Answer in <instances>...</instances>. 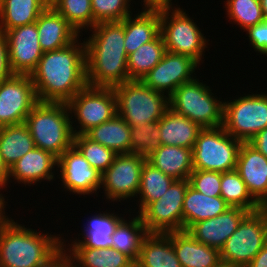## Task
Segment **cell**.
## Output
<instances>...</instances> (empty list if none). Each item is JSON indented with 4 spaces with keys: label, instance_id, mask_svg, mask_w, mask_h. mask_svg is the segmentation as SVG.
Masks as SVG:
<instances>
[{
    "label": "cell",
    "instance_id": "obj_6",
    "mask_svg": "<svg viewBox=\"0 0 267 267\" xmlns=\"http://www.w3.org/2000/svg\"><path fill=\"white\" fill-rule=\"evenodd\" d=\"M211 88L199 78L183 83L169 97L170 108L194 121L201 128L223 125V100H218Z\"/></svg>",
    "mask_w": 267,
    "mask_h": 267
},
{
    "label": "cell",
    "instance_id": "obj_49",
    "mask_svg": "<svg viewBox=\"0 0 267 267\" xmlns=\"http://www.w3.org/2000/svg\"><path fill=\"white\" fill-rule=\"evenodd\" d=\"M8 183H9V167L4 163L0 154V186L5 189V187L7 188Z\"/></svg>",
    "mask_w": 267,
    "mask_h": 267
},
{
    "label": "cell",
    "instance_id": "obj_51",
    "mask_svg": "<svg viewBox=\"0 0 267 267\" xmlns=\"http://www.w3.org/2000/svg\"><path fill=\"white\" fill-rule=\"evenodd\" d=\"M215 267H242V266L221 260Z\"/></svg>",
    "mask_w": 267,
    "mask_h": 267
},
{
    "label": "cell",
    "instance_id": "obj_25",
    "mask_svg": "<svg viewBox=\"0 0 267 267\" xmlns=\"http://www.w3.org/2000/svg\"><path fill=\"white\" fill-rule=\"evenodd\" d=\"M230 207L221 196H206L188 185L183 203V230L187 231L197 222L214 218Z\"/></svg>",
    "mask_w": 267,
    "mask_h": 267
},
{
    "label": "cell",
    "instance_id": "obj_8",
    "mask_svg": "<svg viewBox=\"0 0 267 267\" xmlns=\"http://www.w3.org/2000/svg\"><path fill=\"white\" fill-rule=\"evenodd\" d=\"M202 31L180 6L160 11V33L166 51L189 56L199 65L203 63L204 50L208 48L210 41L206 39Z\"/></svg>",
    "mask_w": 267,
    "mask_h": 267
},
{
    "label": "cell",
    "instance_id": "obj_41",
    "mask_svg": "<svg viewBox=\"0 0 267 267\" xmlns=\"http://www.w3.org/2000/svg\"><path fill=\"white\" fill-rule=\"evenodd\" d=\"M133 0H91L94 26L100 22H120L132 14Z\"/></svg>",
    "mask_w": 267,
    "mask_h": 267
},
{
    "label": "cell",
    "instance_id": "obj_22",
    "mask_svg": "<svg viewBox=\"0 0 267 267\" xmlns=\"http://www.w3.org/2000/svg\"><path fill=\"white\" fill-rule=\"evenodd\" d=\"M182 267H215L220 250L197 241L188 231L168 232Z\"/></svg>",
    "mask_w": 267,
    "mask_h": 267
},
{
    "label": "cell",
    "instance_id": "obj_17",
    "mask_svg": "<svg viewBox=\"0 0 267 267\" xmlns=\"http://www.w3.org/2000/svg\"><path fill=\"white\" fill-rule=\"evenodd\" d=\"M4 34L8 41L9 62L13 73L30 75L44 53L39 44L36 22L9 29Z\"/></svg>",
    "mask_w": 267,
    "mask_h": 267
},
{
    "label": "cell",
    "instance_id": "obj_53",
    "mask_svg": "<svg viewBox=\"0 0 267 267\" xmlns=\"http://www.w3.org/2000/svg\"><path fill=\"white\" fill-rule=\"evenodd\" d=\"M49 5L54 1V0H45Z\"/></svg>",
    "mask_w": 267,
    "mask_h": 267
},
{
    "label": "cell",
    "instance_id": "obj_7",
    "mask_svg": "<svg viewBox=\"0 0 267 267\" xmlns=\"http://www.w3.org/2000/svg\"><path fill=\"white\" fill-rule=\"evenodd\" d=\"M241 144L223 126L202 128L192 148L193 169L221 173L235 170Z\"/></svg>",
    "mask_w": 267,
    "mask_h": 267
},
{
    "label": "cell",
    "instance_id": "obj_29",
    "mask_svg": "<svg viewBox=\"0 0 267 267\" xmlns=\"http://www.w3.org/2000/svg\"><path fill=\"white\" fill-rule=\"evenodd\" d=\"M48 5L45 0H0V32L35 23Z\"/></svg>",
    "mask_w": 267,
    "mask_h": 267
},
{
    "label": "cell",
    "instance_id": "obj_38",
    "mask_svg": "<svg viewBox=\"0 0 267 267\" xmlns=\"http://www.w3.org/2000/svg\"><path fill=\"white\" fill-rule=\"evenodd\" d=\"M224 2L226 16L230 23L237 24L244 30L243 32L265 20L260 0H226Z\"/></svg>",
    "mask_w": 267,
    "mask_h": 267
},
{
    "label": "cell",
    "instance_id": "obj_21",
    "mask_svg": "<svg viewBox=\"0 0 267 267\" xmlns=\"http://www.w3.org/2000/svg\"><path fill=\"white\" fill-rule=\"evenodd\" d=\"M36 26L43 52L66 47L81 36L51 5L40 14Z\"/></svg>",
    "mask_w": 267,
    "mask_h": 267
},
{
    "label": "cell",
    "instance_id": "obj_27",
    "mask_svg": "<svg viewBox=\"0 0 267 267\" xmlns=\"http://www.w3.org/2000/svg\"><path fill=\"white\" fill-rule=\"evenodd\" d=\"M147 161L175 180L188 179L193 169L192 149L161 145L147 157Z\"/></svg>",
    "mask_w": 267,
    "mask_h": 267
},
{
    "label": "cell",
    "instance_id": "obj_24",
    "mask_svg": "<svg viewBox=\"0 0 267 267\" xmlns=\"http://www.w3.org/2000/svg\"><path fill=\"white\" fill-rule=\"evenodd\" d=\"M162 145L192 149L202 129L194 121L168 108L158 121Z\"/></svg>",
    "mask_w": 267,
    "mask_h": 267
},
{
    "label": "cell",
    "instance_id": "obj_10",
    "mask_svg": "<svg viewBox=\"0 0 267 267\" xmlns=\"http://www.w3.org/2000/svg\"><path fill=\"white\" fill-rule=\"evenodd\" d=\"M267 243V207L249 212L220 249L222 261L247 267Z\"/></svg>",
    "mask_w": 267,
    "mask_h": 267
},
{
    "label": "cell",
    "instance_id": "obj_32",
    "mask_svg": "<svg viewBox=\"0 0 267 267\" xmlns=\"http://www.w3.org/2000/svg\"><path fill=\"white\" fill-rule=\"evenodd\" d=\"M135 216V217H134ZM129 220L123 218L112 234V247L128 256L134 263L140 255L141 244L148 234L139 214Z\"/></svg>",
    "mask_w": 267,
    "mask_h": 267
},
{
    "label": "cell",
    "instance_id": "obj_50",
    "mask_svg": "<svg viewBox=\"0 0 267 267\" xmlns=\"http://www.w3.org/2000/svg\"><path fill=\"white\" fill-rule=\"evenodd\" d=\"M1 190H3V187L0 186V193ZM5 195L2 193L0 194V225L8 221L10 218L8 217L9 215H6L5 213V208H6V198L4 197Z\"/></svg>",
    "mask_w": 267,
    "mask_h": 267
},
{
    "label": "cell",
    "instance_id": "obj_23",
    "mask_svg": "<svg viewBox=\"0 0 267 267\" xmlns=\"http://www.w3.org/2000/svg\"><path fill=\"white\" fill-rule=\"evenodd\" d=\"M107 211L103 213L100 211V213H96L91 218H88L89 220L84 224L85 226L83 228L85 229H83V233H80L78 238L75 237L76 239L70 240L71 244L67 245L65 239H63L65 246L96 249L112 247V234L123 217H120L121 214H115L114 211L112 213ZM80 235H82V238L79 237Z\"/></svg>",
    "mask_w": 267,
    "mask_h": 267
},
{
    "label": "cell",
    "instance_id": "obj_36",
    "mask_svg": "<svg viewBox=\"0 0 267 267\" xmlns=\"http://www.w3.org/2000/svg\"><path fill=\"white\" fill-rule=\"evenodd\" d=\"M220 196L231 206L254 212L262 206L251 196L245 182L236 170L221 173Z\"/></svg>",
    "mask_w": 267,
    "mask_h": 267
},
{
    "label": "cell",
    "instance_id": "obj_43",
    "mask_svg": "<svg viewBox=\"0 0 267 267\" xmlns=\"http://www.w3.org/2000/svg\"><path fill=\"white\" fill-rule=\"evenodd\" d=\"M250 46L261 55H267V20L246 30Z\"/></svg>",
    "mask_w": 267,
    "mask_h": 267
},
{
    "label": "cell",
    "instance_id": "obj_18",
    "mask_svg": "<svg viewBox=\"0 0 267 267\" xmlns=\"http://www.w3.org/2000/svg\"><path fill=\"white\" fill-rule=\"evenodd\" d=\"M235 170L251 196L262 207H267V157L249 142H242Z\"/></svg>",
    "mask_w": 267,
    "mask_h": 267
},
{
    "label": "cell",
    "instance_id": "obj_16",
    "mask_svg": "<svg viewBox=\"0 0 267 267\" xmlns=\"http://www.w3.org/2000/svg\"><path fill=\"white\" fill-rule=\"evenodd\" d=\"M57 170L60 171L58 176H61L65 191L81 196L94 193L98 197L96 192L101 187L102 174L89 164L74 145L58 158Z\"/></svg>",
    "mask_w": 267,
    "mask_h": 267
},
{
    "label": "cell",
    "instance_id": "obj_3",
    "mask_svg": "<svg viewBox=\"0 0 267 267\" xmlns=\"http://www.w3.org/2000/svg\"><path fill=\"white\" fill-rule=\"evenodd\" d=\"M60 236L9 219L0 225V267H37L63 244Z\"/></svg>",
    "mask_w": 267,
    "mask_h": 267
},
{
    "label": "cell",
    "instance_id": "obj_12",
    "mask_svg": "<svg viewBox=\"0 0 267 267\" xmlns=\"http://www.w3.org/2000/svg\"><path fill=\"white\" fill-rule=\"evenodd\" d=\"M188 179L175 180L158 200L139 215L148 233L183 231V203Z\"/></svg>",
    "mask_w": 267,
    "mask_h": 267
},
{
    "label": "cell",
    "instance_id": "obj_19",
    "mask_svg": "<svg viewBox=\"0 0 267 267\" xmlns=\"http://www.w3.org/2000/svg\"><path fill=\"white\" fill-rule=\"evenodd\" d=\"M248 213L241 207H230L214 218L193 224L187 231L200 243L220 250Z\"/></svg>",
    "mask_w": 267,
    "mask_h": 267
},
{
    "label": "cell",
    "instance_id": "obj_40",
    "mask_svg": "<svg viewBox=\"0 0 267 267\" xmlns=\"http://www.w3.org/2000/svg\"><path fill=\"white\" fill-rule=\"evenodd\" d=\"M161 145L158 121L131 127L129 153L147 157Z\"/></svg>",
    "mask_w": 267,
    "mask_h": 267
},
{
    "label": "cell",
    "instance_id": "obj_33",
    "mask_svg": "<svg viewBox=\"0 0 267 267\" xmlns=\"http://www.w3.org/2000/svg\"><path fill=\"white\" fill-rule=\"evenodd\" d=\"M75 267H134L135 263L114 248L69 247Z\"/></svg>",
    "mask_w": 267,
    "mask_h": 267
},
{
    "label": "cell",
    "instance_id": "obj_2",
    "mask_svg": "<svg viewBox=\"0 0 267 267\" xmlns=\"http://www.w3.org/2000/svg\"><path fill=\"white\" fill-rule=\"evenodd\" d=\"M91 31L92 34L84 39L88 85L114 87L129 81L124 19L97 23Z\"/></svg>",
    "mask_w": 267,
    "mask_h": 267
},
{
    "label": "cell",
    "instance_id": "obj_14",
    "mask_svg": "<svg viewBox=\"0 0 267 267\" xmlns=\"http://www.w3.org/2000/svg\"><path fill=\"white\" fill-rule=\"evenodd\" d=\"M38 103L30 75L14 74L0 83V127L24 123Z\"/></svg>",
    "mask_w": 267,
    "mask_h": 267
},
{
    "label": "cell",
    "instance_id": "obj_9",
    "mask_svg": "<svg viewBox=\"0 0 267 267\" xmlns=\"http://www.w3.org/2000/svg\"><path fill=\"white\" fill-rule=\"evenodd\" d=\"M223 128L241 142H249L267 128V93H251L223 101Z\"/></svg>",
    "mask_w": 267,
    "mask_h": 267
},
{
    "label": "cell",
    "instance_id": "obj_44",
    "mask_svg": "<svg viewBox=\"0 0 267 267\" xmlns=\"http://www.w3.org/2000/svg\"><path fill=\"white\" fill-rule=\"evenodd\" d=\"M37 267H75L72 255L63 243L49 258Z\"/></svg>",
    "mask_w": 267,
    "mask_h": 267
},
{
    "label": "cell",
    "instance_id": "obj_30",
    "mask_svg": "<svg viewBox=\"0 0 267 267\" xmlns=\"http://www.w3.org/2000/svg\"><path fill=\"white\" fill-rule=\"evenodd\" d=\"M85 135L117 154L129 153L131 126L118 114L112 119L92 127Z\"/></svg>",
    "mask_w": 267,
    "mask_h": 267
},
{
    "label": "cell",
    "instance_id": "obj_35",
    "mask_svg": "<svg viewBox=\"0 0 267 267\" xmlns=\"http://www.w3.org/2000/svg\"><path fill=\"white\" fill-rule=\"evenodd\" d=\"M174 181V178L164 174L146 160L141 170L140 187L137 194L140 208L136 213L140 214L151 202L161 198Z\"/></svg>",
    "mask_w": 267,
    "mask_h": 267
},
{
    "label": "cell",
    "instance_id": "obj_52",
    "mask_svg": "<svg viewBox=\"0 0 267 267\" xmlns=\"http://www.w3.org/2000/svg\"><path fill=\"white\" fill-rule=\"evenodd\" d=\"M264 19L267 20V0H260Z\"/></svg>",
    "mask_w": 267,
    "mask_h": 267
},
{
    "label": "cell",
    "instance_id": "obj_4",
    "mask_svg": "<svg viewBox=\"0 0 267 267\" xmlns=\"http://www.w3.org/2000/svg\"><path fill=\"white\" fill-rule=\"evenodd\" d=\"M70 116L66 103L38 102L24 123L35 146L59 158L74 143Z\"/></svg>",
    "mask_w": 267,
    "mask_h": 267
},
{
    "label": "cell",
    "instance_id": "obj_26",
    "mask_svg": "<svg viewBox=\"0 0 267 267\" xmlns=\"http://www.w3.org/2000/svg\"><path fill=\"white\" fill-rule=\"evenodd\" d=\"M136 267H182L167 233H148L141 244Z\"/></svg>",
    "mask_w": 267,
    "mask_h": 267
},
{
    "label": "cell",
    "instance_id": "obj_48",
    "mask_svg": "<svg viewBox=\"0 0 267 267\" xmlns=\"http://www.w3.org/2000/svg\"><path fill=\"white\" fill-rule=\"evenodd\" d=\"M247 267H267V243L257 253Z\"/></svg>",
    "mask_w": 267,
    "mask_h": 267
},
{
    "label": "cell",
    "instance_id": "obj_1",
    "mask_svg": "<svg viewBox=\"0 0 267 267\" xmlns=\"http://www.w3.org/2000/svg\"><path fill=\"white\" fill-rule=\"evenodd\" d=\"M80 36L61 49L44 52L30 74L38 102L67 103L87 83L85 43Z\"/></svg>",
    "mask_w": 267,
    "mask_h": 267
},
{
    "label": "cell",
    "instance_id": "obj_46",
    "mask_svg": "<svg viewBox=\"0 0 267 267\" xmlns=\"http://www.w3.org/2000/svg\"><path fill=\"white\" fill-rule=\"evenodd\" d=\"M172 0H143V11H164L179 8L173 6Z\"/></svg>",
    "mask_w": 267,
    "mask_h": 267
},
{
    "label": "cell",
    "instance_id": "obj_37",
    "mask_svg": "<svg viewBox=\"0 0 267 267\" xmlns=\"http://www.w3.org/2000/svg\"><path fill=\"white\" fill-rule=\"evenodd\" d=\"M80 34L94 27L91 0H54L50 4ZM90 27V28H89Z\"/></svg>",
    "mask_w": 267,
    "mask_h": 267
},
{
    "label": "cell",
    "instance_id": "obj_5",
    "mask_svg": "<svg viewBox=\"0 0 267 267\" xmlns=\"http://www.w3.org/2000/svg\"><path fill=\"white\" fill-rule=\"evenodd\" d=\"M117 114L131 127L159 121L170 107L169 97L145 85L129 80L113 87Z\"/></svg>",
    "mask_w": 267,
    "mask_h": 267
},
{
    "label": "cell",
    "instance_id": "obj_20",
    "mask_svg": "<svg viewBox=\"0 0 267 267\" xmlns=\"http://www.w3.org/2000/svg\"><path fill=\"white\" fill-rule=\"evenodd\" d=\"M57 166V157L50 152L35 147L9 168V182L15 181V184L22 182L25 187L37 182L41 184L42 180L43 182L44 180L49 182L55 178V171L52 170H56ZM11 179L15 180L11 181Z\"/></svg>",
    "mask_w": 267,
    "mask_h": 267
},
{
    "label": "cell",
    "instance_id": "obj_39",
    "mask_svg": "<svg viewBox=\"0 0 267 267\" xmlns=\"http://www.w3.org/2000/svg\"><path fill=\"white\" fill-rule=\"evenodd\" d=\"M73 145L89 164L101 174L113 163L117 156L115 151L92 141L85 134L74 135Z\"/></svg>",
    "mask_w": 267,
    "mask_h": 267
},
{
    "label": "cell",
    "instance_id": "obj_13",
    "mask_svg": "<svg viewBox=\"0 0 267 267\" xmlns=\"http://www.w3.org/2000/svg\"><path fill=\"white\" fill-rule=\"evenodd\" d=\"M147 158L140 154H117L101 175V187L108 201L121 202L138 198L141 170Z\"/></svg>",
    "mask_w": 267,
    "mask_h": 267
},
{
    "label": "cell",
    "instance_id": "obj_15",
    "mask_svg": "<svg viewBox=\"0 0 267 267\" xmlns=\"http://www.w3.org/2000/svg\"><path fill=\"white\" fill-rule=\"evenodd\" d=\"M199 66L189 56L166 51L160 62L141 81L151 89L170 97L183 83L197 77L194 72Z\"/></svg>",
    "mask_w": 267,
    "mask_h": 267
},
{
    "label": "cell",
    "instance_id": "obj_28",
    "mask_svg": "<svg viewBox=\"0 0 267 267\" xmlns=\"http://www.w3.org/2000/svg\"><path fill=\"white\" fill-rule=\"evenodd\" d=\"M124 18L125 50L127 55L152 41L160 33V12L141 11Z\"/></svg>",
    "mask_w": 267,
    "mask_h": 267
},
{
    "label": "cell",
    "instance_id": "obj_34",
    "mask_svg": "<svg viewBox=\"0 0 267 267\" xmlns=\"http://www.w3.org/2000/svg\"><path fill=\"white\" fill-rule=\"evenodd\" d=\"M166 52L164 40L159 33L152 41L140 46L128 55L127 69L130 80H141L163 58Z\"/></svg>",
    "mask_w": 267,
    "mask_h": 267
},
{
    "label": "cell",
    "instance_id": "obj_47",
    "mask_svg": "<svg viewBox=\"0 0 267 267\" xmlns=\"http://www.w3.org/2000/svg\"><path fill=\"white\" fill-rule=\"evenodd\" d=\"M249 143L267 157V128L256 134Z\"/></svg>",
    "mask_w": 267,
    "mask_h": 267
},
{
    "label": "cell",
    "instance_id": "obj_31",
    "mask_svg": "<svg viewBox=\"0 0 267 267\" xmlns=\"http://www.w3.org/2000/svg\"><path fill=\"white\" fill-rule=\"evenodd\" d=\"M35 147L25 123L0 127V154L9 168Z\"/></svg>",
    "mask_w": 267,
    "mask_h": 267
},
{
    "label": "cell",
    "instance_id": "obj_42",
    "mask_svg": "<svg viewBox=\"0 0 267 267\" xmlns=\"http://www.w3.org/2000/svg\"><path fill=\"white\" fill-rule=\"evenodd\" d=\"M189 185L206 196H220L221 172L194 169L189 175Z\"/></svg>",
    "mask_w": 267,
    "mask_h": 267
},
{
    "label": "cell",
    "instance_id": "obj_45",
    "mask_svg": "<svg viewBox=\"0 0 267 267\" xmlns=\"http://www.w3.org/2000/svg\"><path fill=\"white\" fill-rule=\"evenodd\" d=\"M14 75L9 62L8 41L3 32H0V83Z\"/></svg>",
    "mask_w": 267,
    "mask_h": 267
},
{
    "label": "cell",
    "instance_id": "obj_11",
    "mask_svg": "<svg viewBox=\"0 0 267 267\" xmlns=\"http://www.w3.org/2000/svg\"><path fill=\"white\" fill-rule=\"evenodd\" d=\"M66 104L70 115H72L70 117L74 135L85 134L92 127L112 119L117 114L113 87L87 85ZM74 122L78 126L75 127Z\"/></svg>",
    "mask_w": 267,
    "mask_h": 267
}]
</instances>
